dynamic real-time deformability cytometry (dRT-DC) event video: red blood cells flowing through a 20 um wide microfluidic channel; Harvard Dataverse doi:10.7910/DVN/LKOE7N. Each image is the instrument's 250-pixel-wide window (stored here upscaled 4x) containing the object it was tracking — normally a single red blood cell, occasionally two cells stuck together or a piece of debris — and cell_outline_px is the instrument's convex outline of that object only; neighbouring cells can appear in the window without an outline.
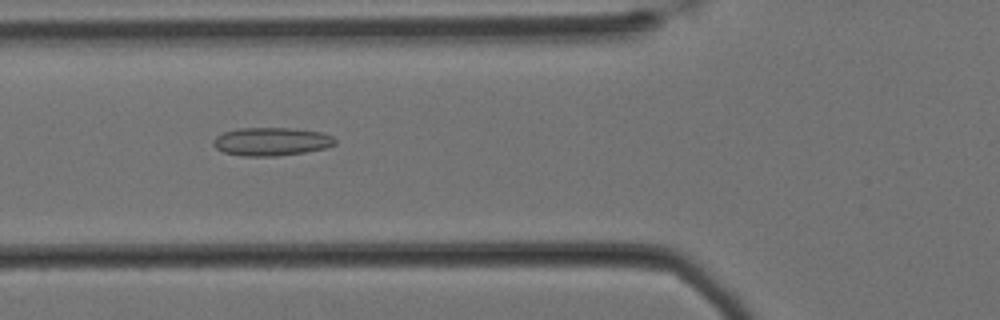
{"species": "Egyptian fruit bat (a non-hibernating species)", "species_latin": "Rousettus aegyptiacus", "temperature_condition": "cold", "stored_images_in_passage": 54, "camera_frame_rate_fps": 3000, "um_per_image_px": 0.085, "animal": {"sex": "female"}, "frame": {"image": 1, "passage_image": 16, "time_ms": 5.0, "image_size_px": [1000, 320], "cell_outline_px": [[336, 144], [328, 148], [304, 152], [276, 156], [244, 156], [224, 152], [216, 148], [212, 144], [212, 140], [216, 136], [224, 132], [236, 128], [296, 128], [324, 132], [332, 136], [336, 140]], "centroid_in_image_um": [23.09, 12.02], "position_along_channel_um": 102.7, "area_um2": 20.29}}
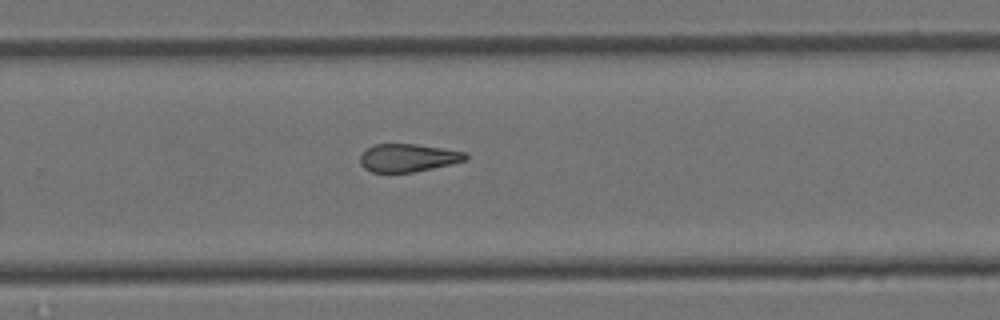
{"frame": {"image": 2, "passage_image": 33, "time_ms": 10.667, "image_size_px": [1000, 320], "cell_outline_px": [[468, 160], [452, 164], [412, 172], [372, 172], [364, 168], [360, 164], [360, 156], [368, 148], [376, 144], [416, 144], [464, 152], [468, 156]], "centroid_in_image_um": [34.68, 13.42], "position_along_channel_um": 295.1, "area_um2": 16.99}}
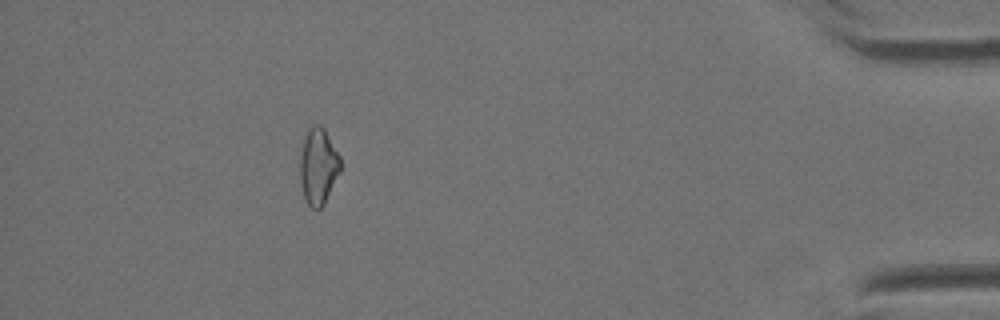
{"frame": {"image": 3, "passage_image": 48, "time_ms": 15.667, "image_size_px": [1000, 320], "cell_outline_px": [[340, 172], [324, 204], [320, 208], [312, 208], [308, 204], [304, 196], [300, 184], [300, 156], [304, 136], [308, 128], [312, 124], [320, 124], [324, 128], [340, 156]], "centroid_in_image_um": [27.04, 14.1], "position_along_channel_um": 408.2, "area_um2": 18.03}, "authors_computed_cell_mechanics": {"area_um2": 18.3515, "velocity_mm_per_s": 3.4064, "shape_relaxation_time_tau1_ms": 10.9909, "shape_relaxation_time_tau2_ms": 4.2287, "deformation_change_tau1": 0.1779, "deformation_change_tau2": 0.1323}}